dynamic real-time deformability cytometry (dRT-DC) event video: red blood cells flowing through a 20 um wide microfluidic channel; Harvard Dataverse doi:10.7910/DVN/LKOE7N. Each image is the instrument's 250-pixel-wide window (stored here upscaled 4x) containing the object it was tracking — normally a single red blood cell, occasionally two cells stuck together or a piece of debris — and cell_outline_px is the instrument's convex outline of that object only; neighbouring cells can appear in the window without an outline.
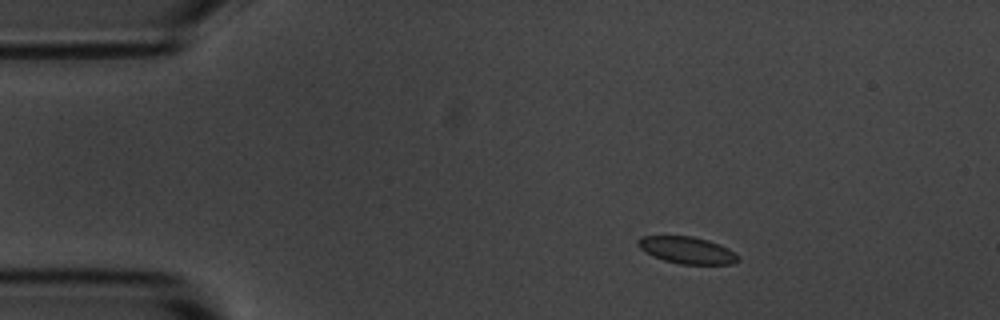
{"species": "common noctule bat (a hibernating species)", "species_latin": "Nyctalus noctula", "temperature_condition": "room temperature", "stored_images_in_passage": 4, "camera_frame_rate_fps": 3000, "um_per_image_px": 0.085, "animal": {"sex": "male", "body_mass_g": 20.1, "forearm_length_mm": 53.5}, "frame": {"image": 1, "passage_image": 2, "time_ms": 1.333, "image_size_px": [1000, 320], "cell_outline_px": [[740, 260], [732, 264], [680, 264], [664, 260], [652, 256], [644, 252], [636, 244], [636, 240], [640, 236], [692, 236], [708, 240], [728, 248], [740, 256]], "centroid_in_image_um": [58.38, 21.26], "position_along_channel_um": 26.6, "area_um2": 15.84}}